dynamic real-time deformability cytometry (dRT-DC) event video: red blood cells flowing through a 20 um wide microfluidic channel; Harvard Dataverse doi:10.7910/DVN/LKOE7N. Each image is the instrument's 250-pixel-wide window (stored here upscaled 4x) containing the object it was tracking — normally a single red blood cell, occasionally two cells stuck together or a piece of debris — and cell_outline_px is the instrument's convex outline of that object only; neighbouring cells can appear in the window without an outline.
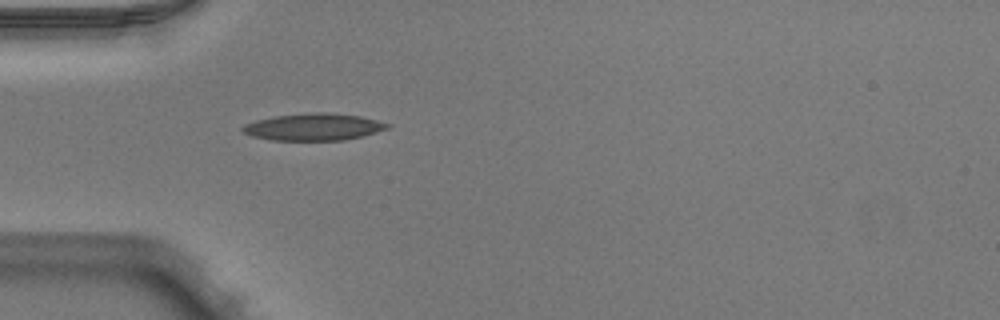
{"species": "Egyptian fruit bat (a non-hibernating species)", "species_latin": "Rousettus aegyptiacus", "temperature_condition": "warm", "stored_images_in_passage": 34, "camera_frame_rate_fps": 3000, "um_per_image_px": 0.085, "animal": {"sex": "male"}, "frame": {"image": 1, "passage_image": 1, "time_ms": 0.0, "image_size_px": [1000, 320], "cell_outline_px": [[392, 128], [364, 136], [344, 140], [272, 140], [252, 136], [244, 132], [240, 128], [244, 124], [256, 120], [276, 116], [312, 112], [324, 112], [360, 116], [392, 124]], "centroid_in_image_um": [26.71, 10.79], "position_along_channel_um": 58.3, "area_um2": 22.89}}
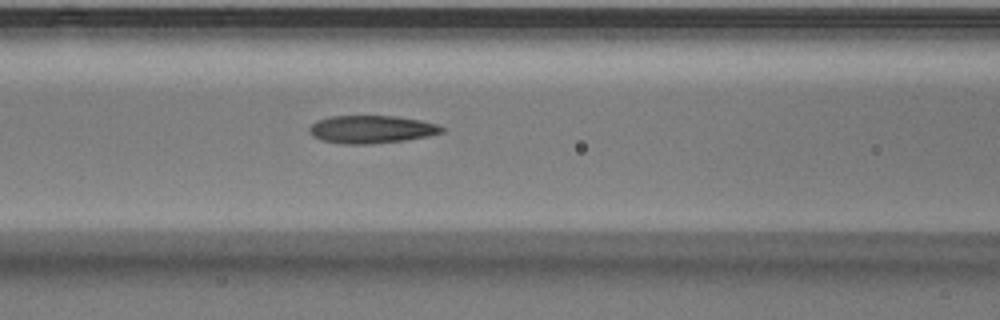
{"frame": {"image": 2, "passage_image": 7, "time_ms": 2.0, "image_size_px": [1000, 320], "cell_outline_px": [[444, 132], [428, 136], [404, 140], [368, 144], [344, 144], [320, 140], [312, 136], [308, 132], [308, 128], [316, 120], [328, 116], [396, 116], [420, 120], [436, 124], [444, 128]], "centroid_in_image_um": [31.52, 10.99], "position_along_channel_um": 135.1, "area_um2": 21.56}}
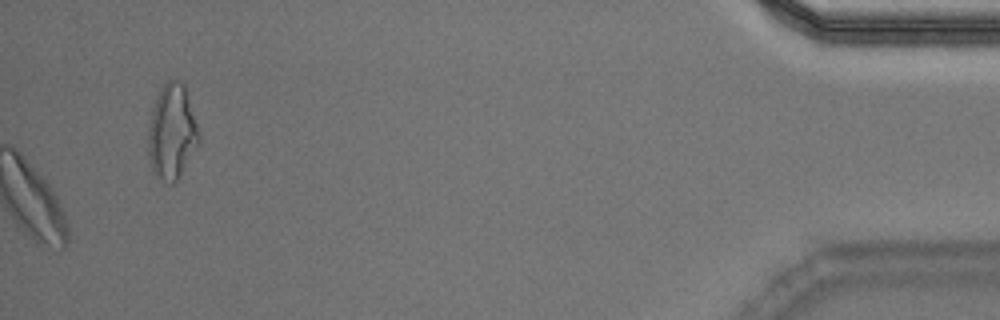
{"frame": {"image": 3, "passage_image": 34, "time_ms": 11.0, "image_size_px": [1000, 320], "cell_outline_px": [[200, 140], [180, 176], [172, 184], [164, 180], [152, 172], [148, 160], [148, 124], [152, 108], [160, 88], [168, 80], [176, 80], [184, 84], [200, 132]], "centroid_in_image_um": [14.6, 11.21], "position_along_channel_um": 420.6, "area_um2": 28.09}, "authors_computed_cell_mechanics": {"area_um2": 22.1085, "velocity_mm_per_s": 3.9996, "shape_relaxation_time_tau1_ms": 5.0102, "shape_relaxation_time_tau2_ms": 2.5762, "deformation_change_tau1": 0.1402, "deformation_change_tau2": 0.0982}}